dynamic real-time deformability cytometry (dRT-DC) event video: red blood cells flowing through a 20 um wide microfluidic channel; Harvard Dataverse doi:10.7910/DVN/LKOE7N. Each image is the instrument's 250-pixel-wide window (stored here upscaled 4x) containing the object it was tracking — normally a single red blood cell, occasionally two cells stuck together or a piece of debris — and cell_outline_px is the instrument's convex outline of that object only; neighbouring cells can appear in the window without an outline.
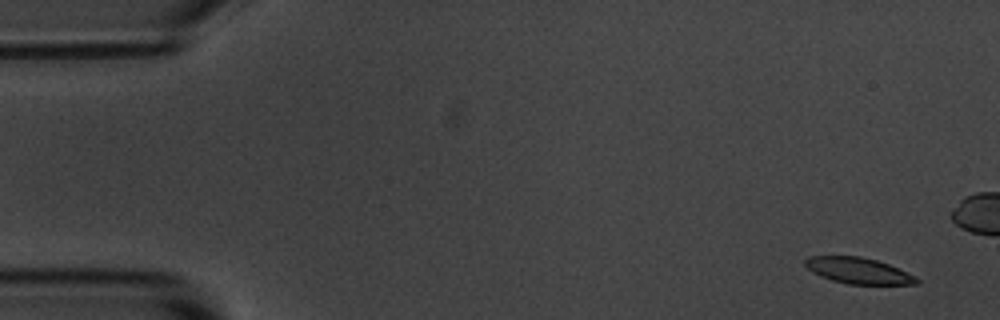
{"species": "common noctule bat (a hibernating species)", "species_latin": "Nyctalus noctula", "temperature_condition": "room temperature", "stored_images_in_passage": 16, "camera_frame_rate_fps": 3000, "um_per_image_px": 0.085, "animal": {"sex": "male", "body_mass_g": 20.1, "forearm_length_mm": 53.5}, "frame": {"image": 1, "passage_image": 1, "time_ms": 0.0, "image_size_px": [1000, 320], "cell_outline_px": [[920, 284], [848, 284], [832, 280], [820, 276], [812, 272], [804, 264], [804, 260], [808, 256], [860, 256], [876, 260], [888, 264], [916, 276], [920, 280]], "centroid_in_image_um": [72.96, 23.0], "position_along_channel_um": 12.0, "area_um2": 16.94}}
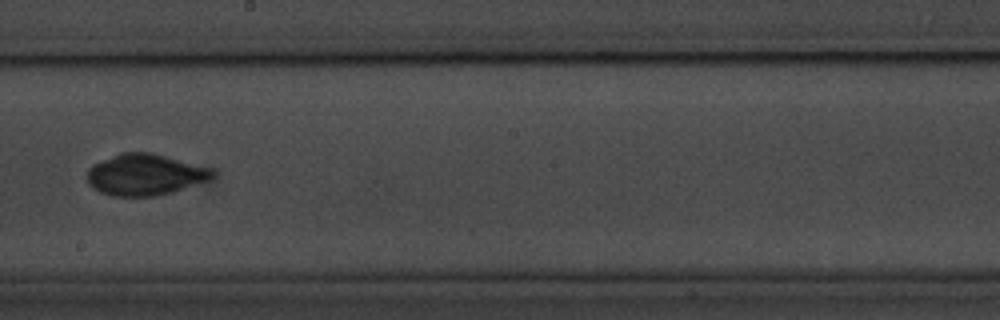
{"frame": {"image": 2, "passage_image": 10, "time_ms": 11.333, "image_size_px": [1000, 320], "cell_outline_px": [[216, 176], [208, 180], [172, 192], [156, 196], [112, 196], [100, 192], [92, 188], [88, 184], [88, 168], [92, 164], [120, 152], [152, 152], [212, 168], [216, 172]], "centroid_in_image_um": [12.33, 14.84], "position_along_channel_um": 235.9, "area_um2": 30.4}}
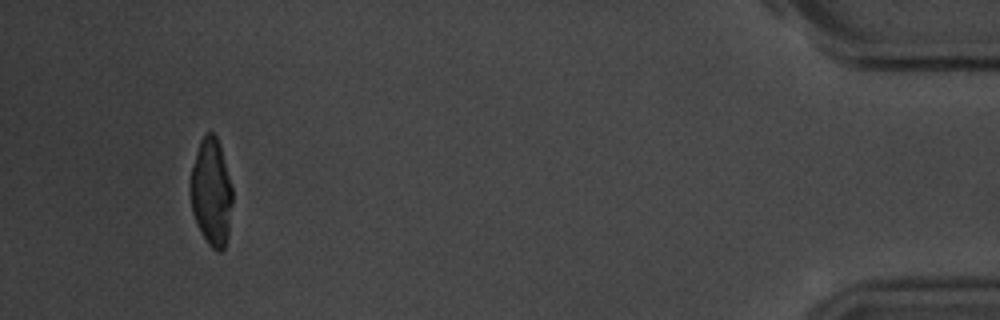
{"frame": {"image": 3, "passage_image": 16, "time_ms": 18.333, "image_size_px": [1000, 320], "cell_outline_px": [[232, 204], [228, 236], [224, 248], [220, 252], [216, 252], [208, 244], [200, 232], [192, 212], [192, 168], [196, 152], [200, 140], [208, 132], [212, 132], [216, 136], [220, 144], [232, 188]], "centroid_in_image_um": [17.99, 16.37], "position_along_channel_um": 417.2, "area_um2": 25.95}, "authors_computed_cell_mechanics": {"area_um2": 19.8543, "velocity_mm_per_s": 3.6095, "shape_relaxation_time_tau1_ms": 6.444, "shape_relaxation_time_tau2_ms": null, "deformation_change_tau1": 0.206, "deformation_change_tau2": null}}